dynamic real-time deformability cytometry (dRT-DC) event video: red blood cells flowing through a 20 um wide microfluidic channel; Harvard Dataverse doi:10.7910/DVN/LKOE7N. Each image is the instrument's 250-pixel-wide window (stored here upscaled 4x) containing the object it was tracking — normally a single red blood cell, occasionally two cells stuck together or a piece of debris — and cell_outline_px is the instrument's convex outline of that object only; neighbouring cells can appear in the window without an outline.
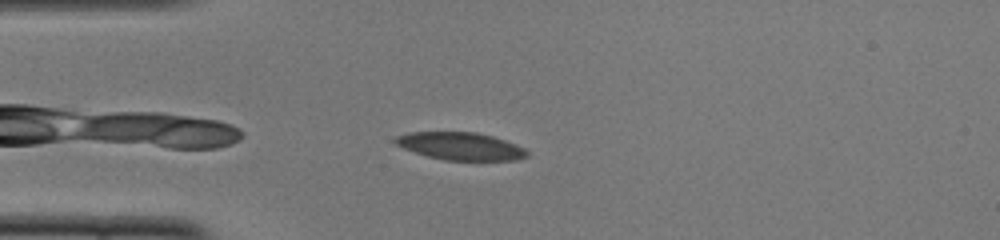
{"species": "common noctule bat (a hibernating species)", "species_latin": "Nyctalus noctula", "temperature_condition": "cold", "stored_images_in_passage": 33, "camera_frame_rate_fps": 3000, "um_per_image_px": 0.085, "animal": {"sex": "female", "body_mass_g": 22.0, "forearm_length_mm": 56.7}, "frame": {"image": 1, "passage_image": 1, "time_ms": 0.0, "image_size_px": [1000, 240], "cell_outline_px": [[528, 156], [516, 160], [444, 160], [428, 156], [404, 148], [396, 144], [392, 140], [396, 136], [408, 132], [476, 132], [492, 136], [504, 140], [524, 148], [528, 152]], "centroid_in_image_um": [39.13, 12.42], "position_along_channel_um": 45.9, "area_um2": 21.04}}
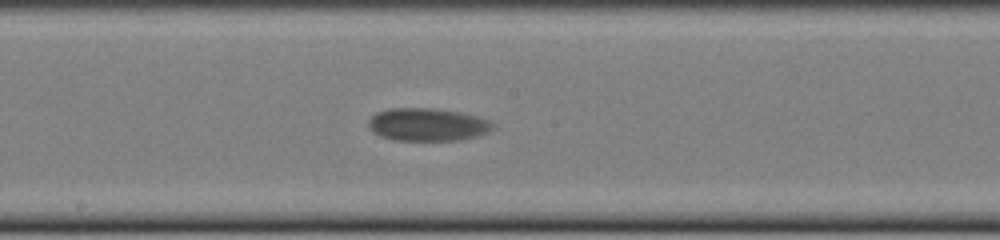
{"frame": {"image": 2, "passage_image": 16, "time_ms": 5.0, "image_size_px": [1000, 240], "cell_outline_px": [[496, 124], [488, 132], [476, 136], [460, 140], [396, 140], [380, 136], [368, 128], [368, 120], [376, 112], [388, 108], [432, 108], [460, 112], [476, 116], [488, 120]], "centroid_in_image_um": [36.31, 10.58], "position_along_channel_um": 211.9, "area_um2": 23.81}}
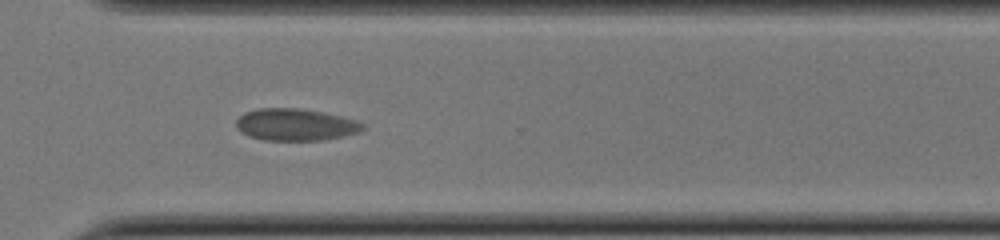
{"frame": {"image": 3, "passage_image": 27, "time_ms": 8.667, "image_size_px": [1000, 240], "cell_outline_px": [[364, 128], [360, 132], [344, 136], [320, 140], [264, 140], [248, 136], [236, 128], [236, 120], [244, 112], [256, 108], [300, 108], [324, 112], [356, 120], [364, 124]], "centroid_in_image_um": [25.1, 10.59], "position_along_channel_um": 345.5, "area_um2": 23.7}, "authors_computed_cell_mechanics": {"area_um2": 23.1778, "velocity_mm_per_s": 3.6235, "shape_relaxation_time_tau1_ms": 2.089, "shape_relaxation_time_tau2_ms": null, "deformation_change_tau1": 0.0713, "deformation_change_tau2": null}}